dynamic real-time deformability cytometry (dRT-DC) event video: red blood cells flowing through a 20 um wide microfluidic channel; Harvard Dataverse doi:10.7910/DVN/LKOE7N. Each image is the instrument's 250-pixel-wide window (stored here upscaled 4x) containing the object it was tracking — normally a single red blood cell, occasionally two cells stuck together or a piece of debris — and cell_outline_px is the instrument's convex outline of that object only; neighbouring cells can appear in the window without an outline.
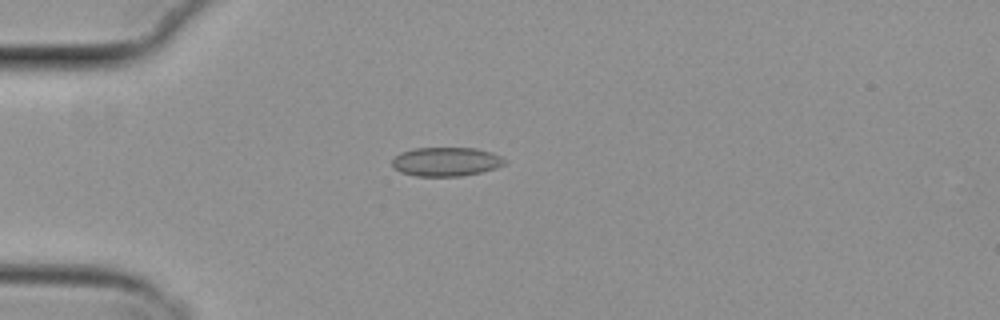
{"species": "common noctule bat (a hibernating species)", "species_latin": "Nyctalus noctula", "temperature_condition": "cold", "stored_images_in_passage": 40, "camera_frame_rate_fps": 3000, "um_per_image_px": 0.085, "animal": {"sex": "female", "body_mass_g": 29.2, "forearm_length_mm": 56.3}, "frame": {"image": 1, "passage_image": 1, "time_ms": 0.0, "image_size_px": [1000, 320], "cell_outline_px": [[484, 168], [472, 172], [440, 176], [408, 172], [400, 168], [408, 152], [428, 148], [460, 148], [480, 152]], "centroid_in_image_um": [37.62, 13.73], "position_along_channel_um": 47.4, "area_um2": 13.58}}
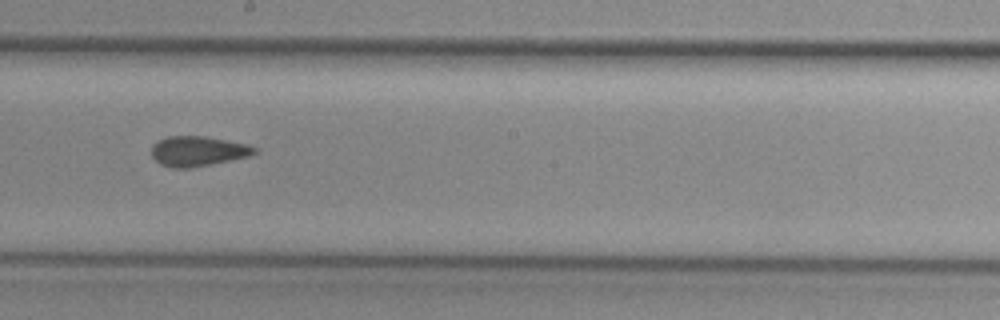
{"frame": {"image": 2, "passage_image": 17, "time_ms": 5.333, "image_size_px": [1000, 320], "cell_outline_px": [[248, 152], [236, 156], [196, 164], [168, 164], [160, 160], [156, 156], [156, 144], [164, 140], [212, 140], [236, 144], [248, 148]], "centroid_in_image_um": [16.69, 12.85], "position_along_channel_um": 231.5, "area_um2": 12.66}}
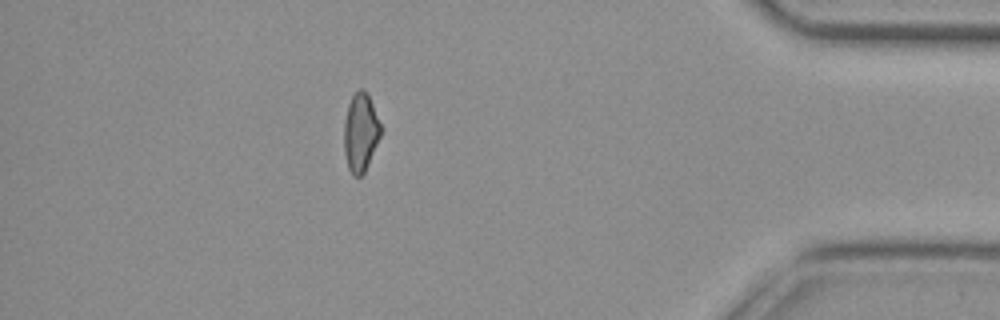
{"frame": {"image": 3, "passage_image": 34, "time_ms": 11.0, "image_size_px": [1000, 320], "cell_outline_px": [[380, 132], [364, 168], [360, 176], [356, 176], [352, 172], [348, 164], [348, 112], [352, 100], [360, 92], [364, 92], [368, 96], [380, 124]], "centroid_in_image_um": [30.72, 11.25], "position_along_channel_um": 404.5, "area_um2": 13.76}, "authors_computed_cell_mechanics": {"area_um2": 13.7275, "velocity_mm_per_s": 3.8265, "shape_relaxation_time_tau1_ms": null, "shape_relaxation_time_tau2_ms": 2.7215, "deformation_change_tau1": null, "deformation_change_tau2": 0.1025}}